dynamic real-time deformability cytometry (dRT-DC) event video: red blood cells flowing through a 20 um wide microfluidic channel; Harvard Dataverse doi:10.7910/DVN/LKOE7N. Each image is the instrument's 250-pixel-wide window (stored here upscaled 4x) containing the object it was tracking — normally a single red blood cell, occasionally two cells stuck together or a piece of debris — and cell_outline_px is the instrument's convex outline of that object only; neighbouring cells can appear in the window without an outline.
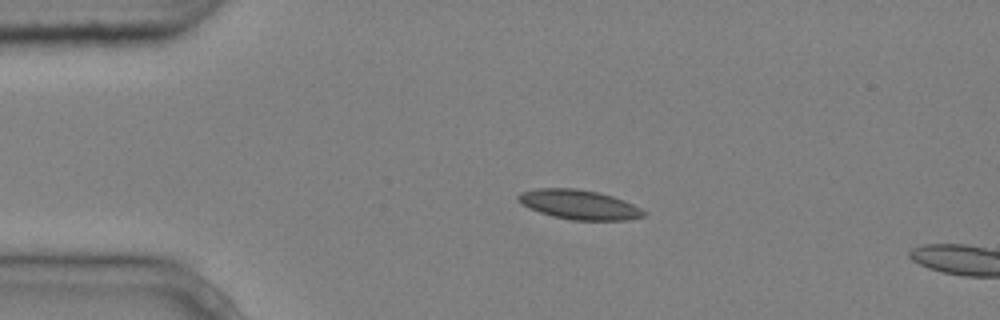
{"species": "common noctule bat (a hibernating species)", "species_latin": "Nyctalus noctula", "temperature_condition": "cold", "stored_images_in_passage": 4, "camera_frame_rate_fps": 3000, "um_per_image_px": 0.085, "animal": {"sex": "male", "body_mass_g": 20.4}, "frame": {"image": 1, "passage_image": 3, "time_ms": 0.667, "image_size_px": [1000, 320], "cell_outline_px": [[648, 212], [644, 216], [628, 220], [572, 220], [552, 216], [528, 208], [516, 200], [516, 196], [520, 192], [536, 188], [576, 188], [596, 192], [612, 196], [624, 200]], "centroid_in_image_um": [49.19, 17.39], "position_along_channel_um": 35.8, "area_um2": 21.68}}